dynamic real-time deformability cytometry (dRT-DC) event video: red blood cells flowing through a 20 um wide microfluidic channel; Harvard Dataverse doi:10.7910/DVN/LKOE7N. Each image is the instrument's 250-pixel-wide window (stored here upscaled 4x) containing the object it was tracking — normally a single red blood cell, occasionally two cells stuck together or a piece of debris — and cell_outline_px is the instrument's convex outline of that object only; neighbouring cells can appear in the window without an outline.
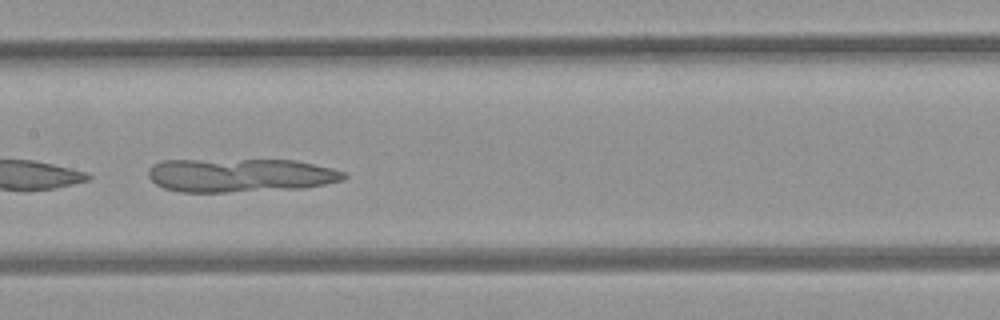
{"species": "common noctule bat (a hibernating species)", "species_latin": "Nyctalus noctula", "temperature_condition": "room temperature", "stored_images_in_passage": 40, "camera_frame_rate_fps": 3000, "um_per_image_px": 0.085, "animal": {"sex": "female", "body_mass_g": 21.9}, "frame": {"image": 1, "passage_image": 18, "time_ms": 5.667, "image_size_px": [1000, 320], "cell_outline_px": [[348, 176], [344, 180], [304, 188], [228, 192], [180, 192], [164, 188], [156, 184], [148, 176], [148, 168], [152, 164], [160, 160], [296, 160], [332, 168], [344, 172]], "centroid_in_image_um": [20.4, 14.89], "position_along_channel_um": 187.0, "area_um2": 38.55}}